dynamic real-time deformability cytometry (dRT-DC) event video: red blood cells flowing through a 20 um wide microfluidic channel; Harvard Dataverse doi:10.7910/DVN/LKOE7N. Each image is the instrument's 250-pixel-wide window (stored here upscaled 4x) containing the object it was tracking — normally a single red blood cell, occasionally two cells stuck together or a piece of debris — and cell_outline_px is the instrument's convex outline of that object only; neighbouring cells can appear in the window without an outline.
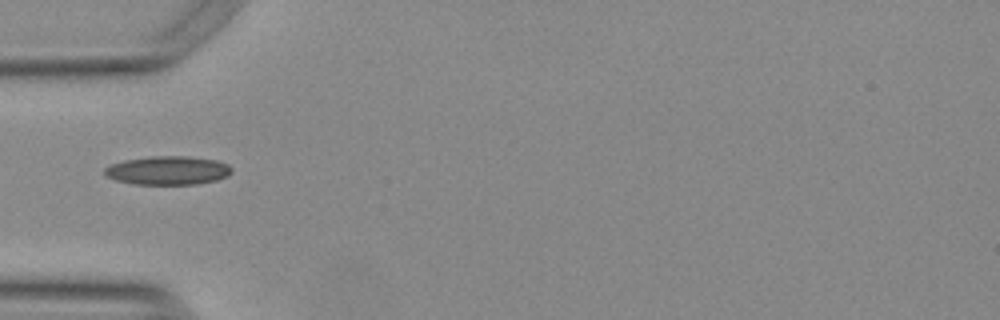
{"species": "Egyptian fruit bat (a non-hibernating species)", "species_latin": "Rousettus aegyptiacus", "temperature_condition": "warm", "stored_images_in_passage": 3, "camera_frame_rate_fps": 3000, "um_per_image_px": 0.085, "animal": {"sex": "female"}, "frame": {"image": 1, "passage_image": 1, "time_ms": 0.0, "image_size_px": [1000, 320], "cell_outline_px": [[232, 172], [228, 176], [216, 180], [196, 184], [132, 184], [116, 180], [108, 176], [104, 172], [104, 168], [112, 164], [124, 160], [152, 156], [188, 156], [216, 160], [228, 164], [232, 168]], "centroid_in_image_um": [14.29, 14.48], "position_along_channel_um": 70.7, "area_um2": 21.21}}